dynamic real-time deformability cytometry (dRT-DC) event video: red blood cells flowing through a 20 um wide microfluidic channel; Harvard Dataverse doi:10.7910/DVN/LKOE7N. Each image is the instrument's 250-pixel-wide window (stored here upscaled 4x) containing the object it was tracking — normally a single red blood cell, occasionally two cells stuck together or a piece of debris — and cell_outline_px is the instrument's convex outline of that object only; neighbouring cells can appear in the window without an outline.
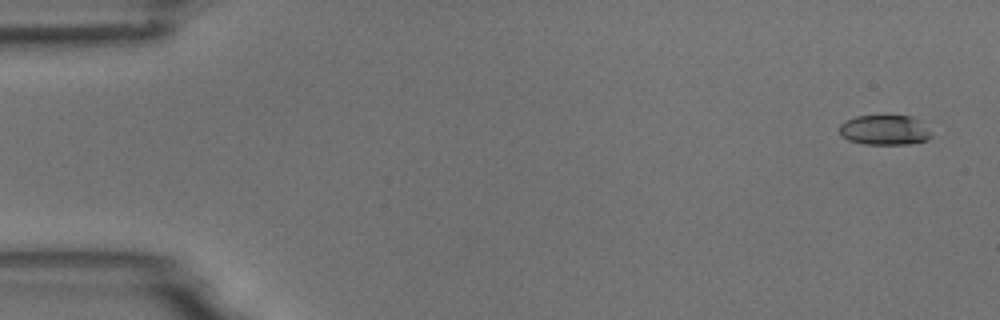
{"species": "common noctule bat (a hibernating species)", "species_latin": "Nyctalus noctula", "temperature_condition": "room temperature", "stored_images_in_passage": 4, "camera_frame_rate_fps": 3000, "um_per_image_px": 0.085, "animal": {"sex": "male", "body_mass_g": 18.8}, "frame": {"image": 1, "passage_image": 1, "time_ms": 0.0, "image_size_px": [1000, 320], "cell_outline_px": [[932, 136], [928, 140], [908, 144], [864, 144], [848, 140], [840, 132], [840, 124], [856, 116], [912, 116]], "centroid_in_image_um": [75.15, 11.07], "position_along_channel_um": 9.8, "area_um2": 15.55}}
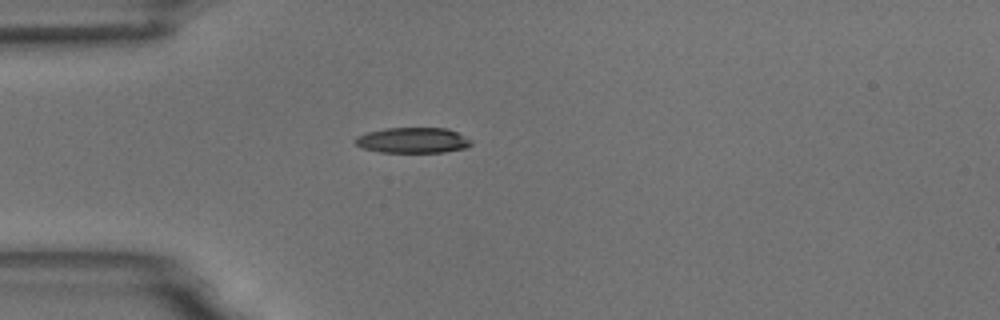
{"frame": {"image": 2, "passage_image": 4, "time_ms": 4.333, "image_size_px": [1000, 320], "cell_outline_px": [[472, 144], [464, 148], [444, 152], [380, 152], [364, 148], [356, 144], [352, 140], [356, 136], [368, 132], [384, 128], [448, 128], [472, 140]], "centroid_in_image_um": [35.07, 11.92], "position_along_channel_um": 49.9, "area_um2": 17.22}}